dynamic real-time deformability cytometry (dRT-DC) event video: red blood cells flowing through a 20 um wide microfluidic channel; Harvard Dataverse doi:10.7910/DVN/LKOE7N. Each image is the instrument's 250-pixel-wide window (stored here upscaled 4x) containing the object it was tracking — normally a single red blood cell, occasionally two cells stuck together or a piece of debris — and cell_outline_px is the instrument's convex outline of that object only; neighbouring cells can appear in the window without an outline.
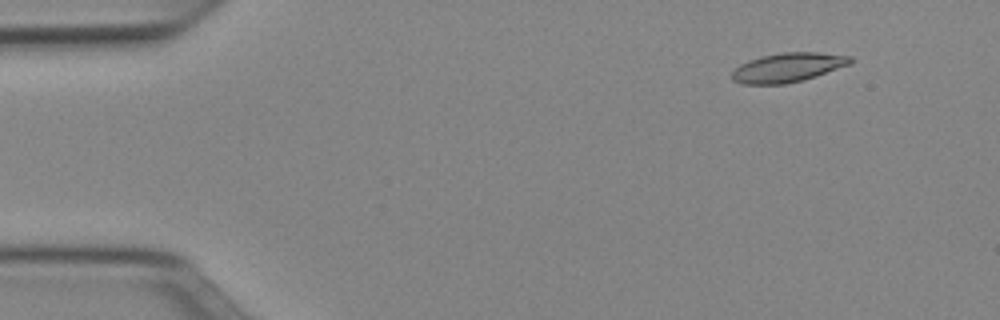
{"species": "Egyptian fruit bat (a non-hibernating species)", "species_latin": "Rousettus aegyptiacus", "temperature_condition": "cold", "stored_images_in_passage": 51, "camera_frame_rate_fps": 3000, "um_per_image_px": 0.085, "animal": {"sex": "female"}, "frame": {"image": 1, "passage_image": 5, "time_ms": 1.333, "image_size_px": [1000, 320], "cell_outline_px": [[856, 60], [852, 64], [804, 80], [784, 84], [740, 84], [732, 80], [732, 72], [740, 64], [748, 60], [780, 52], [820, 52], [852, 56]], "centroid_in_image_um": [67.02, 5.73], "position_along_channel_um": 18.0, "area_um2": 20.4}}
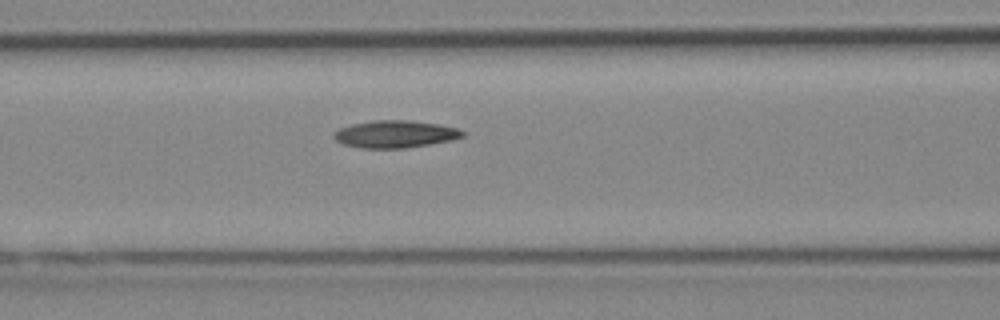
{"frame": {"image": 2, "passage_image": 21, "time_ms": 6.667, "image_size_px": [1000, 320], "cell_outline_px": [[464, 136], [452, 140], [404, 148], [360, 148], [340, 144], [332, 136], [332, 132], [340, 128], [352, 124], [372, 120], [408, 120], [440, 124], [460, 128], [464, 132]], "centroid_in_image_um": [33.56, 11.39], "position_along_channel_um": 133.0, "area_um2": 20.69}}
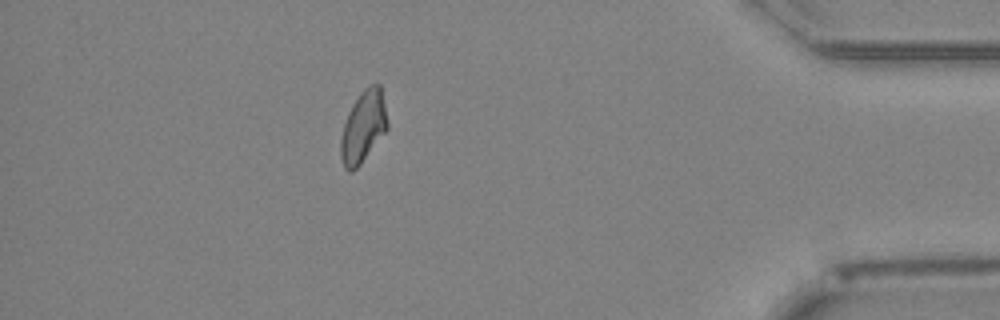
{"frame": {"image": 3, "passage_image": 45, "time_ms": 14.667, "image_size_px": [1000, 320], "cell_outline_px": [[388, 128], [360, 164], [352, 172], [348, 172], [344, 168], [340, 156], [340, 140], [344, 124], [348, 112], [352, 104], [360, 92], [368, 84], [380, 84], [388, 124]], "centroid_in_image_um": [30.85, 10.77], "position_along_channel_um": 404.3, "area_um2": 19.42}, "authors_computed_cell_mechanics": {"area_um2": 19.8832, "velocity_mm_per_s": 3.9572, "shape_relaxation_time_tau1_ms": null, "shape_relaxation_time_tau2_ms": 6.2119, "deformation_change_tau1": null, "deformation_change_tau2": 0.1313}}